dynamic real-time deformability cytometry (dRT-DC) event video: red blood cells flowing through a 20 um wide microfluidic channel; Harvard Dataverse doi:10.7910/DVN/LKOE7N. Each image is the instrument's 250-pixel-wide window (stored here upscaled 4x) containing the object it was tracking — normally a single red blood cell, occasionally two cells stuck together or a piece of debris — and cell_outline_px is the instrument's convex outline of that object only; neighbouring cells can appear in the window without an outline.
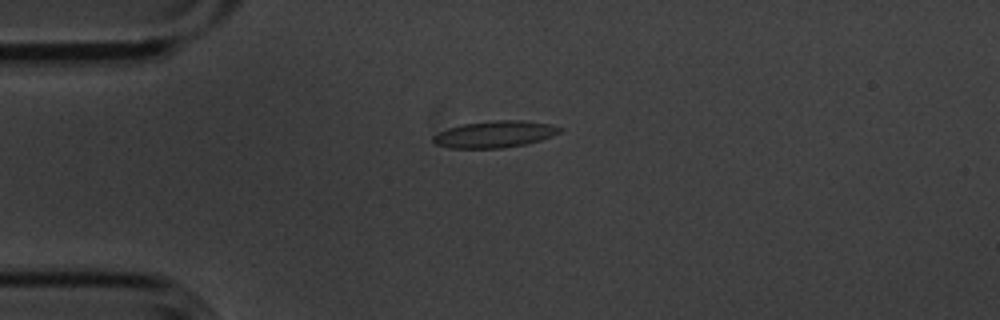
{"species": "common noctule bat (a hibernating species)", "species_latin": "Nyctalus noctula", "temperature_condition": "cold", "stored_images_in_passage": 4, "camera_frame_rate_fps": 3000, "um_per_image_px": 0.085, "animal": {"sex": "male", "body_mass_g": 20.1, "forearm_length_mm": 53.5}, "frame": {"image": 1, "passage_image": 4, "time_ms": 1.0, "image_size_px": [1000, 320], "cell_outline_px": [[564, 128], [560, 132], [552, 136], [540, 140], [524, 144], [504, 148], [448, 148], [436, 144], [432, 140], [432, 136], [448, 128], [464, 124], [496, 120], [520, 120], [552, 124]], "centroid_in_image_um": [42.07, 11.41], "position_along_channel_um": 42.9, "area_um2": 19.65}}